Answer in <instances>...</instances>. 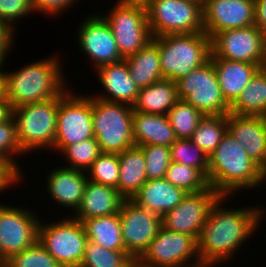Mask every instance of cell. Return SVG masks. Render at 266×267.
<instances>
[{
	"mask_svg": "<svg viewBox=\"0 0 266 267\" xmlns=\"http://www.w3.org/2000/svg\"><path fill=\"white\" fill-rule=\"evenodd\" d=\"M255 0H207L203 8L204 32L216 33L254 25Z\"/></svg>",
	"mask_w": 266,
	"mask_h": 267,
	"instance_id": "18",
	"label": "cell"
},
{
	"mask_svg": "<svg viewBox=\"0 0 266 267\" xmlns=\"http://www.w3.org/2000/svg\"><path fill=\"white\" fill-rule=\"evenodd\" d=\"M124 200L116 188L88 180L81 204L70 216L81 222L87 218L109 216L120 211Z\"/></svg>",
	"mask_w": 266,
	"mask_h": 267,
	"instance_id": "22",
	"label": "cell"
},
{
	"mask_svg": "<svg viewBox=\"0 0 266 267\" xmlns=\"http://www.w3.org/2000/svg\"><path fill=\"white\" fill-rule=\"evenodd\" d=\"M145 155L147 180L165 178L171 164L170 147L160 145L139 146Z\"/></svg>",
	"mask_w": 266,
	"mask_h": 267,
	"instance_id": "39",
	"label": "cell"
},
{
	"mask_svg": "<svg viewBox=\"0 0 266 267\" xmlns=\"http://www.w3.org/2000/svg\"><path fill=\"white\" fill-rule=\"evenodd\" d=\"M201 265L198 241L190 235L160 227L136 267H196Z\"/></svg>",
	"mask_w": 266,
	"mask_h": 267,
	"instance_id": "10",
	"label": "cell"
},
{
	"mask_svg": "<svg viewBox=\"0 0 266 267\" xmlns=\"http://www.w3.org/2000/svg\"><path fill=\"white\" fill-rule=\"evenodd\" d=\"M19 155L27 156L19 145L16 124L11 116L5 122L0 123V158L10 162L22 174L21 167L16 162L17 159H14Z\"/></svg>",
	"mask_w": 266,
	"mask_h": 267,
	"instance_id": "40",
	"label": "cell"
},
{
	"mask_svg": "<svg viewBox=\"0 0 266 267\" xmlns=\"http://www.w3.org/2000/svg\"><path fill=\"white\" fill-rule=\"evenodd\" d=\"M264 180L266 181V171L264 172Z\"/></svg>",
	"mask_w": 266,
	"mask_h": 267,
	"instance_id": "54",
	"label": "cell"
},
{
	"mask_svg": "<svg viewBox=\"0 0 266 267\" xmlns=\"http://www.w3.org/2000/svg\"><path fill=\"white\" fill-rule=\"evenodd\" d=\"M147 18L153 38L204 32L203 8L187 0H150Z\"/></svg>",
	"mask_w": 266,
	"mask_h": 267,
	"instance_id": "9",
	"label": "cell"
},
{
	"mask_svg": "<svg viewBox=\"0 0 266 267\" xmlns=\"http://www.w3.org/2000/svg\"><path fill=\"white\" fill-rule=\"evenodd\" d=\"M59 96L39 103H30L12 109L17 140L28 155L54 146L58 121Z\"/></svg>",
	"mask_w": 266,
	"mask_h": 267,
	"instance_id": "5",
	"label": "cell"
},
{
	"mask_svg": "<svg viewBox=\"0 0 266 267\" xmlns=\"http://www.w3.org/2000/svg\"><path fill=\"white\" fill-rule=\"evenodd\" d=\"M122 239L126 252L137 261L156 237L161 216L125 199L119 211Z\"/></svg>",
	"mask_w": 266,
	"mask_h": 267,
	"instance_id": "15",
	"label": "cell"
},
{
	"mask_svg": "<svg viewBox=\"0 0 266 267\" xmlns=\"http://www.w3.org/2000/svg\"><path fill=\"white\" fill-rule=\"evenodd\" d=\"M165 179L187 193L199 192L210 186L207 177L199 169L177 162H171Z\"/></svg>",
	"mask_w": 266,
	"mask_h": 267,
	"instance_id": "34",
	"label": "cell"
},
{
	"mask_svg": "<svg viewBox=\"0 0 266 267\" xmlns=\"http://www.w3.org/2000/svg\"><path fill=\"white\" fill-rule=\"evenodd\" d=\"M227 130L244 147L248 156L266 171V117L228 113Z\"/></svg>",
	"mask_w": 266,
	"mask_h": 267,
	"instance_id": "19",
	"label": "cell"
},
{
	"mask_svg": "<svg viewBox=\"0 0 266 267\" xmlns=\"http://www.w3.org/2000/svg\"><path fill=\"white\" fill-rule=\"evenodd\" d=\"M220 197L211 186L199 192L187 193L175 208L161 217L162 227L193 236L198 241L208 214Z\"/></svg>",
	"mask_w": 266,
	"mask_h": 267,
	"instance_id": "16",
	"label": "cell"
},
{
	"mask_svg": "<svg viewBox=\"0 0 266 267\" xmlns=\"http://www.w3.org/2000/svg\"><path fill=\"white\" fill-rule=\"evenodd\" d=\"M12 116V107L4 97L0 99V123L5 122Z\"/></svg>",
	"mask_w": 266,
	"mask_h": 267,
	"instance_id": "46",
	"label": "cell"
},
{
	"mask_svg": "<svg viewBox=\"0 0 266 267\" xmlns=\"http://www.w3.org/2000/svg\"><path fill=\"white\" fill-rule=\"evenodd\" d=\"M79 267H136V261L126 251L105 249L88 240Z\"/></svg>",
	"mask_w": 266,
	"mask_h": 267,
	"instance_id": "32",
	"label": "cell"
},
{
	"mask_svg": "<svg viewBox=\"0 0 266 267\" xmlns=\"http://www.w3.org/2000/svg\"><path fill=\"white\" fill-rule=\"evenodd\" d=\"M132 127L135 146L160 145L170 147L177 139L167 115L133 110Z\"/></svg>",
	"mask_w": 266,
	"mask_h": 267,
	"instance_id": "25",
	"label": "cell"
},
{
	"mask_svg": "<svg viewBox=\"0 0 266 267\" xmlns=\"http://www.w3.org/2000/svg\"><path fill=\"white\" fill-rule=\"evenodd\" d=\"M17 29H13L10 25L0 22V59L5 62L8 53L13 49L14 37Z\"/></svg>",
	"mask_w": 266,
	"mask_h": 267,
	"instance_id": "44",
	"label": "cell"
},
{
	"mask_svg": "<svg viewBox=\"0 0 266 267\" xmlns=\"http://www.w3.org/2000/svg\"><path fill=\"white\" fill-rule=\"evenodd\" d=\"M132 117L133 106L92 96L93 131L101 153H121L135 146Z\"/></svg>",
	"mask_w": 266,
	"mask_h": 267,
	"instance_id": "6",
	"label": "cell"
},
{
	"mask_svg": "<svg viewBox=\"0 0 266 267\" xmlns=\"http://www.w3.org/2000/svg\"><path fill=\"white\" fill-rule=\"evenodd\" d=\"M166 115L176 138L180 139H189L204 116L184 99H178Z\"/></svg>",
	"mask_w": 266,
	"mask_h": 267,
	"instance_id": "33",
	"label": "cell"
},
{
	"mask_svg": "<svg viewBox=\"0 0 266 267\" xmlns=\"http://www.w3.org/2000/svg\"><path fill=\"white\" fill-rule=\"evenodd\" d=\"M68 217L48 224L41 217L38 241L63 267H79L88 238L82 222Z\"/></svg>",
	"mask_w": 266,
	"mask_h": 267,
	"instance_id": "8",
	"label": "cell"
},
{
	"mask_svg": "<svg viewBox=\"0 0 266 267\" xmlns=\"http://www.w3.org/2000/svg\"><path fill=\"white\" fill-rule=\"evenodd\" d=\"M219 267L220 265H212V264H201L199 266H196V267Z\"/></svg>",
	"mask_w": 266,
	"mask_h": 267,
	"instance_id": "51",
	"label": "cell"
},
{
	"mask_svg": "<svg viewBox=\"0 0 266 267\" xmlns=\"http://www.w3.org/2000/svg\"><path fill=\"white\" fill-rule=\"evenodd\" d=\"M162 77L177 82L210 59L211 38L205 32L158 37Z\"/></svg>",
	"mask_w": 266,
	"mask_h": 267,
	"instance_id": "4",
	"label": "cell"
},
{
	"mask_svg": "<svg viewBox=\"0 0 266 267\" xmlns=\"http://www.w3.org/2000/svg\"><path fill=\"white\" fill-rule=\"evenodd\" d=\"M0 267H8L6 262H0Z\"/></svg>",
	"mask_w": 266,
	"mask_h": 267,
	"instance_id": "52",
	"label": "cell"
},
{
	"mask_svg": "<svg viewBox=\"0 0 266 267\" xmlns=\"http://www.w3.org/2000/svg\"><path fill=\"white\" fill-rule=\"evenodd\" d=\"M115 3L118 5L140 6L147 8L150 4V0H117Z\"/></svg>",
	"mask_w": 266,
	"mask_h": 267,
	"instance_id": "47",
	"label": "cell"
},
{
	"mask_svg": "<svg viewBox=\"0 0 266 267\" xmlns=\"http://www.w3.org/2000/svg\"><path fill=\"white\" fill-rule=\"evenodd\" d=\"M113 5L109 14H99L110 25L121 56L127 58L136 54L153 38L148 24L147 8Z\"/></svg>",
	"mask_w": 266,
	"mask_h": 267,
	"instance_id": "13",
	"label": "cell"
},
{
	"mask_svg": "<svg viewBox=\"0 0 266 267\" xmlns=\"http://www.w3.org/2000/svg\"><path fill=\"white\" fill-rule=\"evenodd\" d=\"M124 60L132 80L139 89L164 79L161 72L158 37L152 38L145 47Z\"/></svg>",
	"mask_w": 266,
	"mask_h": 267,
	"instance_id": "27",
	"label": "cell"
},
{
	"mask_svg": "<svg viewBox=\"0 0 266 267\" xmlns=\"http://www.w3.org/2000/svg\"><path fill=\"white\" fill-rule=\"evenodd\" d=\"M46 175L47 193L56 205L75 213L81 204L84 188L88 181L85 171L60 166Z\"/></svg>",
	"mask_w": 266,
	"mask_h": 267,
	"instance_id": "20",
	"label": "cell"
},
{
	"mask_svg": "<svg viewBox=\"0 0 266 267\" xmlns=\"http://www.w3.org/2000/svg\"><path fill=\"white\" fill-rule=\"evenodd\" d=\"M31 13L35 14L32 0H0V22L10 25L13 29L17 28L16 23L20 22V19Z\"/></svg>",
	"mask_w": 266,
	"mask_h": 267,
	"instance_id": "41",
	"label": "cell"
},
{
	"mask_svg": "<svg viewBox=\"0 0 266 267\" xmlns=\"http://www.w3.org/2000/svg\"><path fill=\"white\" fill-rule=\"evenodd\" d=\"M230 113L266 117V67L260 68L238 98L230 105Z\"/></svg>",
	"mask_w": 266,
	"mask_h": 267,
	"instance_id": "30",
	"label": "cell"
},
{
	"mask_svg": "<svg viewBox=\"0 0 266 267\" xmlns=\"http://www.w3.org/2000/svg\"><path fill=\"white\" fill-rule=\"evenodd\" d=\"M226 102L231 105L246 88L261 65L241 61L210 58Z\"/></svg>",
	"mask_w": 266,
	"mask_h": 267,
	"instance_id": "24",
	"label": "cell"
},
{
	"mask_svg": "<svg viewBox=\"0 0 266 267\" xmlns=\"http://www.w3.org/2000/svg\"><path fill=\"white\" fill-rule=\"evenodd\" d=\"M254 25L266 35V0H255Z\"/></svg>",
	"mask_w": 266,
	"mask_h": 267,
	"instance_id": "45",
	"label": "cell"
},
{
	"mask_svg": "<svg viewBox=\"0 0 266 267\" xmlns=\"http://www.w3.org/2000/svg\"><path fill=\"white\" fill-rule=\"evenodd\" d=\"M171 161L199 169L208 179V156L190 139L177 138L170 146Z\"/></svg>",
	"mask_w": 266,
	"mask_h": 267,
	"instance_id": "36",
	"label": "cell"
},
{
	"mask_svg": "<svg viewBox=\"0 0 266 267\" xmlns=\"http://www.w3.org/2000/svg\"><path fill=\"white\" fill-rule=\"evenodd\" d=\"M229 196H221L212 206L198 239L201 264L229 263L240 247L255 235L263 219L265 206H245L229 209ZM265 208V209H264ZM247 240V241H246ZM229 261V262H228Z\"/></svg>",
	"mask_w": 266,
	"mask_h": 267,
	"instance_id": "1",
	"label": "cell"
},
{
	"mask_svg": "<svg viewBox=\"0 0 266 267\" xmlns=\"http://www.w3.org/2000/svg\"><path fill=\"white\" fill-rule=\"evenodd\" d=\"M89 15L77 28L76 39L80 52L87 55L95 69L123 60L110 25L98 13Z\"/></svg>",
	"mask_w": 266,
	"mask_h": 267,
	"instance_id": "17",
	"label": "cell"
},
{
	"mask_svg": "<svg viewBox=\"0 0 266 267\" xmlns=\"http://www.w3.org/2000/svg\"><path fill=\"white\" fill-rule=\"evenodd\" d=\"M60 55L28 63L18 70H3L5 98L12 109L62 95L69 87ZM66 83V84H65Z\"/></svg>",
	"mask_w": 266,
	"mask_h": 267,
	"instance_id": "2",
	"label": "cell"
},
{
	"mask_svg": "<svg viewBox=\"0 0 266 267\" xmlns=\"http://www.w3.org/2000/svg\"><path fill=\"white\" fill-rule=\"evenodd\" d=\"M178 100L176 82L161 79L140 88L133 110L143 113L166 115Z\"/></svg>",
	"mask_w": 266,
	"mask_h": 267,
	"instance_id": "28",
	"label": "cell"
},
{
	"mask_svg": "<svg viewBox=\"0 0 266 267\" xmlns=\"http://www.w3.org/2000/svg\"><path fill=\"white\" fill-rule=\"evenodd\" d=\"M118 158V192L131 199L147 181L145 155L139 146H133L118 153Z\"/></svg>",
	"mask_w": 266,
	"mask_h": 267,
	"instance_id": "26",
	"label": "cell"
},
{
	"mask_svg": "<svg viewBox=\"0 0 266 267\" xmlns=\"http://www.w3.org/2000/svg\"><path fill=\"white\" fill-rule=\"evenodd\" d=\"M94 70L104 92L92 94V96L105 101L134 105L139 88L132 80L124 59L117 63L102 65Z\"/></svg>",
	"mask_w": 266,
	"mask_h": 267,
	"instance_id": "21",
	"label": "cell"
},
{
	"mask_svg": "<svg viewBox=\"0 0 266 267\" xmlns=\"http://www.w3.org/2000/svg\"><path fill=\"white\" fill-rule=\"evenodd\" d=\"M0 203V245L2 262L33 246L38 241V211ZM38 213V214H36Z\"/></svg>",
	"mask_w": 266,
	"mask_h": 267,
	"instance_id": "14",
	"label": "cell"
},
{
	"mask_svg": "<svg viewBox=\"0 0 266 267\" xmlns=\"http://www.w3.org/2000/svg\"><path fill=\"white\" fill-rule=\"evenodd\" d=\"M226 131V115H204L189 139L209 157L222 140Z\"/></svg>",
	"mask_w": 266,
	"mask_h": 267,
	"instance_id": "31",
	"label": "cell"
},
{
	"mask_svg": "<svg viewBox=\"0 0 266 267\" xmlns=\"http://www.w3.org/2000/svg\"><path fill=\"white\" fill-rule=\"evenodd\" d=\"M88 240L113 251H126L122 239L119 212L82 221Z\"/></svg>",
	"mask_w": 266,
	"mask_h": 267,
	"instance_id": "29",
	"label": "cell"
},
{
	"mask_svg": "<svg viewBox=\"0 0 266 267\" xmlns=\"http://www.w3.org/2000/svg\"><path fill=\"white\" fill-rule=\"evenodd\" d=\"M5 97L4 75H0V99Z\"/></svg>",
	"mask_w": 266,
	"mask_h": 267,
	"instance_id": "48",
	"label": "cell"
},
{
	"mask_svg": "<svg viewBox=\"0 0 266 267\" xmlns=\"http://www.w3.org/2000/svg\"><path fill=\"white\" fill-rule=\"evenodd\" d=\"M70 88L71 86L59 95L58 121L52 148V151L58 153L95 135L92 123V95H79Z\"/></svg>",
	"mask_w": 266,
	"mask_h": 267,
	"instance_id": "7",
	"label": "cell"
},
{
	"mask_svg": "<svg viewBox=\"0 0 266 267\" xmlns=\"http://www.w3.org/2000/svg\"><path fill=\"white\" fill-rule=\"evenodd\" d=\"M23 176L10 162L0 158V193L20 184L21 179L24 180Z\"/></svg>",
	"mask_w": 266,
	"mask_h": 267,
	"instance_id": "43",
	"label": "cell"
},
{
	"mask_svg": "<svg viewBox=\"0 0 266 267\" xmlns=\"http://www.w3.org/2000/svg\"><path fill=\"white\" fill-rule=\"evenodd\" d=\"M210 58L266 67V35L256 25L216 33L211 38Z\"/></svg>",
	"mask_w": 266,
	"mask_h": 267,
	"instance_id": "12",
	"label": "cell"
},
{
	"mask_svg": "<svg viewBox=\"0 0 266 267\" xmlns=\"http://www.w3.org/2000/svg\"><path fill=\"white\" fill-rule=\"evenodd\" d=\"M4 64H6V63H4V62L0 59V75H4V73H3V70H4Z\"/></svg>",
	"mask_w": 266,
	"mask_h": 267,
	"instance_id": "50",
	"label": "cell"
},
{
	"mask_svg": "<svg viewBox=\"0 0 266 267\" xmlns=\"http://www.w3.org/2000/svg\"><path fill=\"white\" fill-rule=\"evenodd\" d=\"M187 1L194 2V3L198 4V5H200L202 8H204V6H205V4L207 2V0H187Z\"/></svg>",
	"mask_w": 266,
	"mask_h": 267,
	"instance_id": "49",
	"label": "cell"
},
{
	"mask_svg": "<svg viewBox=\"0 0 266 267\" xmlns=\"http://www.w3.org/2000/svg\"><path fill=\"white\" fill-rule=\"evenodd\" d=\"M79 0H32L34 13H42L51 17H59L68 12Z\"/></svg>",
	"mask_w": 266,
	"mask_h": 267,
	"instance_id": "42",
	"label": "cell"
},
{
	"mask_svg": "<svg viewBox=\"0 0 266 267\" xmlns=\"http://www.w3.org/2000/svg\"><path fill=\"white\" fill-rule=\"evenodd\" d=\"M208 182L221 196L235 197L237 191L260 188L265 182L264 171L227 130L209 155Z\"/></svg>",
	"mask_w": 266,
	"mask_h": 267,
	"instance_id": "3",
	"label": "cell"
},
{
	"mask_svg": "<svg viewBox=\"0 0 266 267\" xmlns=\"http://www.w3.org/2000/svg\"><path fill=\"white\" fill-rule=\"evenodd\" d=\"M86 173L88 180L98 184L109 185L118 190V153H101Z\"/></svg>",
	"mask_w": 266,
	"mask_h": 267,
	"instance_id": "37",
	"label": "cell"
},
{
	"mask_svg": "<svg viewBox=\"0 0 266 267\" xmlns=\"http://www.w3.org/2000/svg\"><path fill=\"white\" fill-rule=\"evenodd\" d=\"M186 195L185 190L161 178L147 180L131 200L162 217L175 208Z\"/></svg>",
	"mask_w": 266,
	"mask_h": 267,
	"instance_id": "23",
	"label": "cell"
},
{
	"mask_svg": "<svg viewBox=\"0 0 266 267\" xmlns=\"http://www.w3.org/2000/svg\"><path fill=\"white\" fill-rule=\"evenodd\" d=\"M0 262H2V248H1V245H0Z\"/></svg>",
	"mask_w": 266,
	"mask_h": 267,
	"instance_id": "53",
	"label": "cell"
},
{
	"mask_svg": "<svg viewBox=\"0 0 266 267\" xmlns=\"http://www.w3.org/2000/svg\"><path fill=\"white\" fill-rule=\"evenodd\" d=\"M6 263L8 267H63L39 241L24 251L12 255Z\"/></svg>",
	"mask_w": 266,
	"mask_h": 267,
	"instance_id": "38",
	"label": "cell"
},
{
	"mask_svg": "<svg viewBox=\"0 0 266 267\" xmlns=\"http://www.w3.org/2000/svg\"><path fill=\"white\" fill-rule=\"evenodd\" d=\"M100 154L101 150L95 137L72 144L61 152V156L68 162L66 166L63 164L64 167L85 172Z\"/></svg>",
	"mask_w": 266,
	"mask_h": 267,
	"instance_id": "35",
	"label": "cell"
},
{
	"mask_svg": "<svg viewBox=\"0 0 266 267\" xmlns=\"http://www.w3.org/2000/svg\"><path fill=\"white\" fill-rule=\"evenodd\" d=\"M178 99H184L203 115H227L224 99L211 59L176 82Z\"/></svg>",
	"mask_w": 266,
	"mask_h": 267,
	"instance_id": "11",
	"label": "cell"
}]
</instances>
